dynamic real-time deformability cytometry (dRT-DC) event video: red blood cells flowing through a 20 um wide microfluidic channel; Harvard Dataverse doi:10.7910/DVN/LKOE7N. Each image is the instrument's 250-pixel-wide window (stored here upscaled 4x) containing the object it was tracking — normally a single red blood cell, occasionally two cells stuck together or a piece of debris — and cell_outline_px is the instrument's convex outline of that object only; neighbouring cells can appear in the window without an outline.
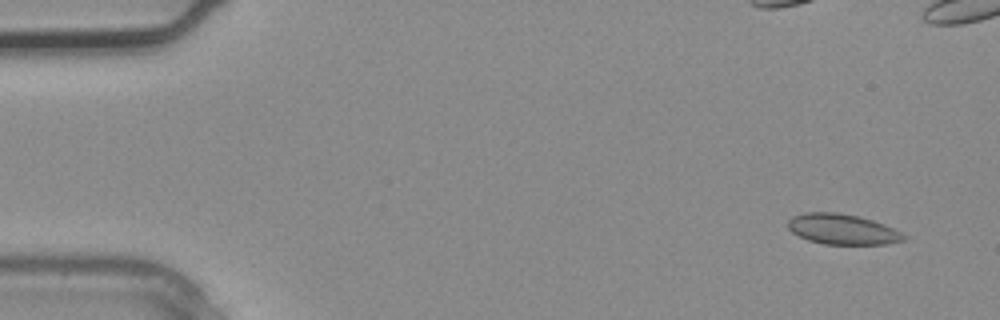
{"species": "common noctule bat (a hibernating species)", "species_latin": "Nyctalus noctula", "temperature_condition": "warm", "stored_images_in_passage": 3, "camera_frame_rate_fps": 3000, "um_per_image_px": 0.085, "animal": {"sex": "male", "body_mass_g": 20.4}, "frame": {"image": 1, "passage_image": 1, "time_ms": 0.0, "image_size_px": [1000, 320], "cell_outline_px": [[908, 236], [904, 240], [888, 244], [824, 244], [808, 240], [792, 232], [788, 228], [788, 220], [792, 216], [804, 212], [836, 212], [860, 216], [884, 224]], "centroid_in_image_um": [71.6, 19.48], "position_along_channel_um": 13.4, "area_um2": 20.58}}